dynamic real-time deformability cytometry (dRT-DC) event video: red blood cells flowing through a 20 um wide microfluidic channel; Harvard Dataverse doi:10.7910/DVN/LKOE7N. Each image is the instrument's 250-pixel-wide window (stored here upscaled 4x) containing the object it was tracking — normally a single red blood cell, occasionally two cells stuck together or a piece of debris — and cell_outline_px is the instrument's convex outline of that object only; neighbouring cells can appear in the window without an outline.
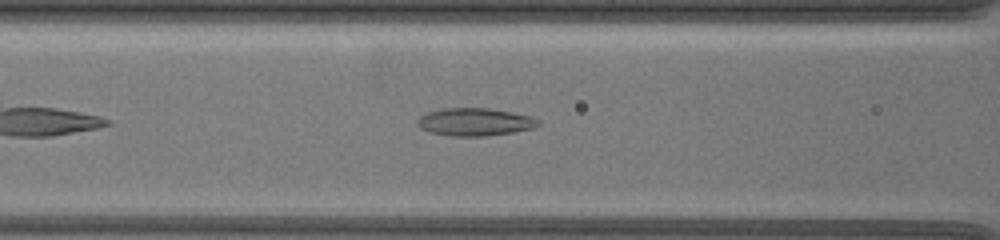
{"species": "common noctule bat (a hibernating species)", "species_latin": "Nyctalus noctula", "temperature_condition": "warm", "stored_images_in_passage": 42, "camera_frame_rate_fps": 3000, "um_per_image_px": 0.085, "animal": {"sex": "female", "body_mass_g": 19.5, "forearm_length_mm": 54.1}, "frame": {"image": 1, "passage_image": 9, "time_ms": 2.667, "image_size_px": [1000, 240], "cell_outline_px": [[540, 124], [532, 128], [512, 132], [484, 136], [452, 136], [432, 132], [420, 128], [416, 124], [416, 120], [420, 116], [428, 112], [444, 108], [488, 108], [512, 112], [532, 116], [540, 120]], "centroid_in_image_um": [40.36, 10.36], "position_along_channel_um": 126.2, "area_um2": 19.48}}
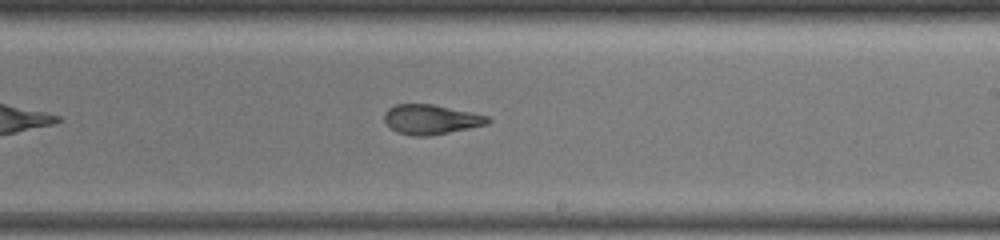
{"frame": {"image": 2, "passage_image": 20, "time_ms": 6.333, "image_size_px": [1000, 240], "cell_outline_px": [[492, 120], [488, 124], [428, 136], [412, 136], [396, 132], [388, 128], [384, 120], [384, 112], [388, 108], [396, 104], [432, 104], [488, 116]], "centroid_in_image_um": [36.57, 10.16], "position_along_channel_um": 252.4, "area_um2": 17.92}}
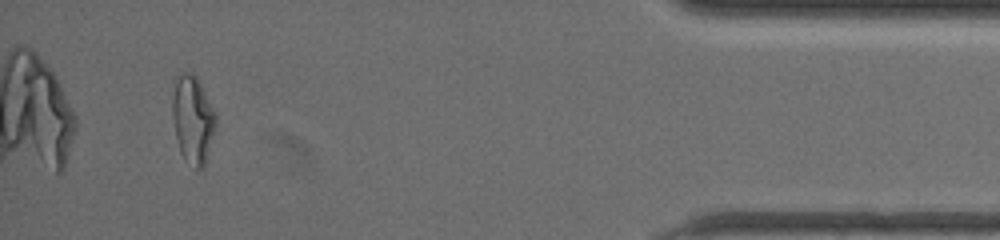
{"frame": {"image": 3, "passage_image": 39, "time_ms": 12.667, "image_size_px": [1000, 240], "cell_outline_px": [[216, 128], [204, 168], [196, 172], [184, 160], [180, 152], [176, 136], [172, 116], [172, 96], [176, 76], [180, 72], [192, 72], [200, 80], [216, 112]], "centroid_in_image_um": [16.4, 10.17], "position_along_channel_um": 418.8, "area_um2": 23.0}, "authors_computed_cell_mechanics": {"area_um2": 18.9295, "velocity_mm_per_s": 3.4464, "shape_relaxation_time_tau1_ms": null, "shape_relaxation_time_tau2_ms": 1.7898, "deformation_change_tau1": null, "deformation_change_tau2": 0.0911}}